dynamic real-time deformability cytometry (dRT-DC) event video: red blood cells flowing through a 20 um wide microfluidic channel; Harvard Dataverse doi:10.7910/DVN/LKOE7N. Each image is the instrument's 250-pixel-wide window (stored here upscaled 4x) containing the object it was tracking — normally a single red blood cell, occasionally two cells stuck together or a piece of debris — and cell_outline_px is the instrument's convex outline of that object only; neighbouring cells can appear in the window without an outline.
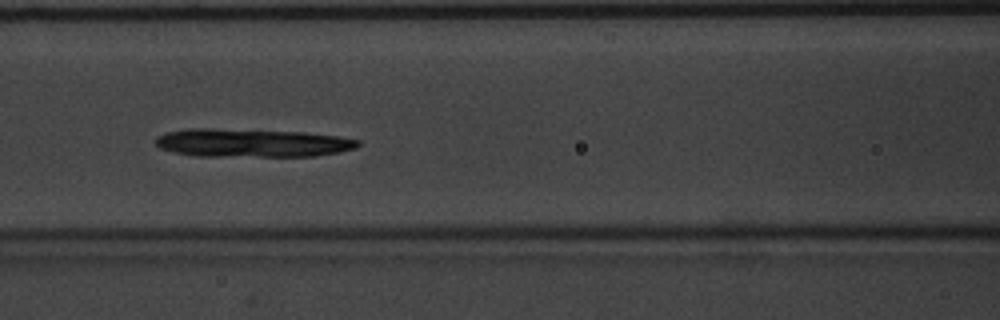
{"species": "common noctule bat (a hibernating species)", "species_latin": "Nyctalus noctula", "temperature_condition": "warm", "stored_images_in_passage": 54, "segment_of_instrument_passage": [1, 2], "camera_frame_rate_fps": 3000, "um_per_image_px": 0.085, "animal": {"sex": "male", "body_mass_g": 20.1, "forearm_length_mm": 53.5}, "frame": {"image": 1, "passage_image": 24, "time_ms": 7.667, "image_size_px": [1000, 320], "cell_outline_px": [[360, 144], [356, 148], [340, 152], [316, 156], [196, 156], [176, 152], [160, 148], [156, 144], [156, 136], [168, 132], [188, 128], [208, 128], [304, 132], [340, 136], [360, 140]], "centroid_in_image_um": [21.46, 12.14], "position_along_channel_um": 145.1, "area_um2": 33.47}}
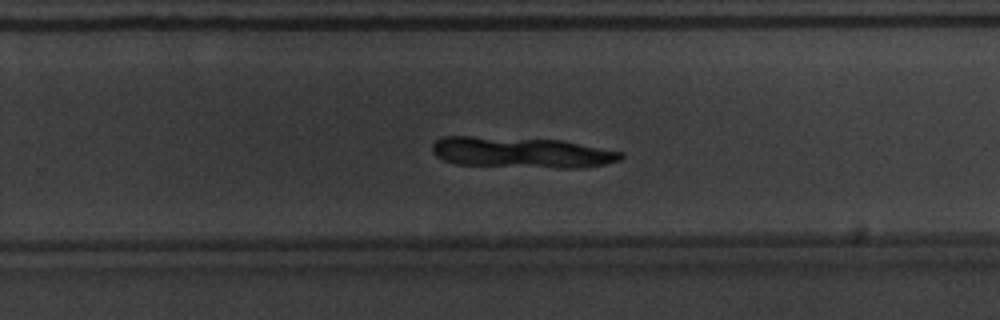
{"frame": {"image": 2, "passage_image": 35, "time_ms": 11.333, "image_size_px": [1000, 320], "cell_outline_px": [[624, 156], [620, 160], [604, 164], [580, 168], [560, 168], [456, 164], [444, 160], [436, 156], [432, 152], [432, 144], [440, 136], [472, 136], [564, 140], [624, 152]], "centroid_in_image_um": [44.33, 12.95], "position_along_channel_um": 285.5, "area_um2": 34.16}}
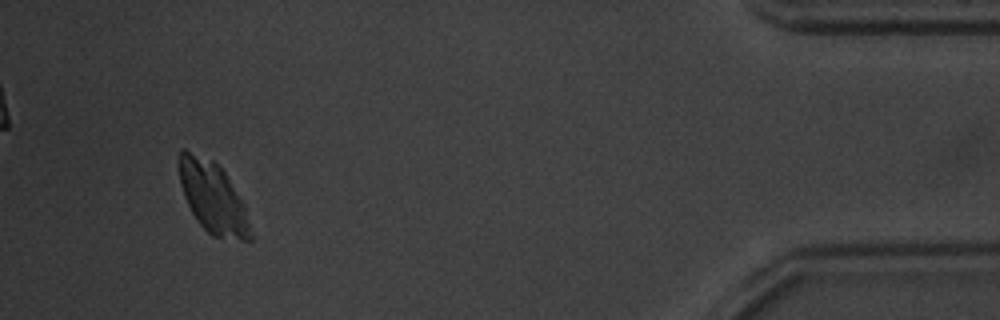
{"frame": {"image": 3, "passage_image": 50, "time_ms": 16.333, "image_size_px": [1000, 320], "cell_outline_px": [[256, 236], [252, 240], [240, 240], [212, 236], [196, 220], [184, 196], [180, 184], [176, 160], [180, 148], [184, 148], [212, 160], [224, 172], [244, 204]], "centroid_in_image_um": [18.09, 16.8], "position_along_channel_um": 417.1, "area_um2": 30.17}}